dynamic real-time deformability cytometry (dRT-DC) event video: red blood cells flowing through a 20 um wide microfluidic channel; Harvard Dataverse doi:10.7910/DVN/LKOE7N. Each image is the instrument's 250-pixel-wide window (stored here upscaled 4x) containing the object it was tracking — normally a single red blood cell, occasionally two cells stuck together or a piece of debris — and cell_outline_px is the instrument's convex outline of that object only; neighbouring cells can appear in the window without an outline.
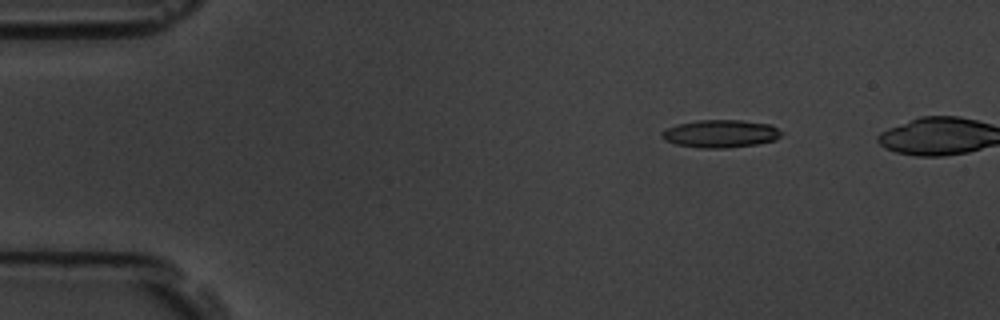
{"species": "common noctule bat (a hibernating species)", "species_latin": "Nyctalus noctula", "temperature_condition": "room temperature", "stored_images_in_passage": 4, "camera_frame_rate_fps": 3000, "um_per_image_px": 0.085, "animal": {"sex": "male", "body_mass_g": 19.5, "forearm_length_mm": 54.6}, "frame": {"image": 1, "passage_image": 1, "time_ms": 0.0, "image_size_px": [1000, 320], "cell_outline_px": [[784, 132], [776, 140], [756, 144], [724, 148], [700, 148], [676, 144], [664, 140], [660, 136], [660, 132], [664, 128], [676, 124], [696, 120], [740, 120], [772, 124]], "centroid_in_image_um": [61.22, 11.35], "position_along_channel_um": 23.8, "area_um2": 19.65}}